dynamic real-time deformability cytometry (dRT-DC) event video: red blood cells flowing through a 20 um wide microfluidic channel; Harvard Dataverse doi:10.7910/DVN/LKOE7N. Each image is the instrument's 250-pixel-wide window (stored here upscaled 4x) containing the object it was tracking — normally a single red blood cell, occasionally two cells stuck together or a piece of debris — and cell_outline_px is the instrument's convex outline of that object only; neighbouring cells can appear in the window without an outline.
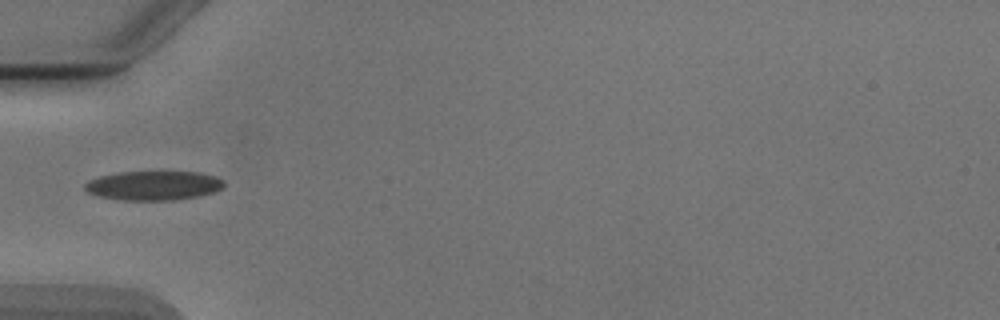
{"species": "Egyptian fruit bat (a non-hibernating species)", "species_latin": "Rousettus aegyptiacus", "temperature_condition": "cold", "stored_images_in_passage": 1, "camera_frame_rate_fps": 3000, "um_per_image_px": 0.085, "animal": {"sex": "male"}, "frame": {"image": 1, "passage_image": 1, "time_ms": 0.0, "image_size_px": [1000, 320], "cell_outline_px": [[224, 188], [216, 192], [200, 196], [172, 200], [120, 200], [100, 196], [88, 192], [84, 188], [84, 184], [88, 180], [100, 176], [120, 172], [200, 172], [216, 176], [224, 180]], "centroid_in_image_um": [13.1, 15.77], "position_along_channel_um": 71.9, "area_um2": 23.87}}